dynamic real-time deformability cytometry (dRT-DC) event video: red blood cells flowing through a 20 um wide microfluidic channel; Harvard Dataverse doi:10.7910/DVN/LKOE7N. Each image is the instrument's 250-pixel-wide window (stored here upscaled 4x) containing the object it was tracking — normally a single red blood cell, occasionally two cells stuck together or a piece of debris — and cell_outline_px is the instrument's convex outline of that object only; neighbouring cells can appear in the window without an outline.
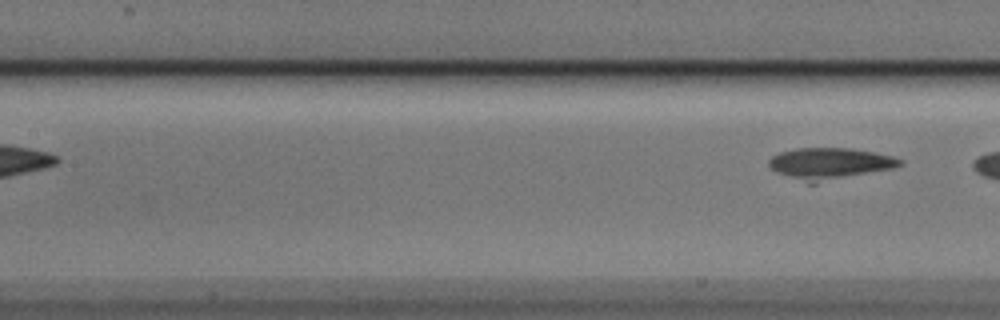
{"species": "Egyptian fruit bat (a non-hibernating species)", "species_latin": "Rousettus aegyptiacus", "temperature_condition": "cold", "stored_images_in_passage": 8, "segment_of_instrument_passage": [2, 2], "camera_frame_rate_fps": 3000, "um_per_image_px": 0.085, "animal": {"sex": "male"}, "frame": {"image": 1, "passage_image": 8, "time_ms": 2.333, "image_size_px": [1000, 320], "cell_outline_px": [[904, 164], [892, 168], [816, 184], [808, 184], [776, 172], [768, 164], [768, 160], [772, 156], [780, 152], [796, 148], [852, 148], [876, 152], [892, 156], [904, 160]], "centroid_in_image_um": [70.53, 13.91], "position_along_channel_um": 136.9, "area_um2": 24.33}}